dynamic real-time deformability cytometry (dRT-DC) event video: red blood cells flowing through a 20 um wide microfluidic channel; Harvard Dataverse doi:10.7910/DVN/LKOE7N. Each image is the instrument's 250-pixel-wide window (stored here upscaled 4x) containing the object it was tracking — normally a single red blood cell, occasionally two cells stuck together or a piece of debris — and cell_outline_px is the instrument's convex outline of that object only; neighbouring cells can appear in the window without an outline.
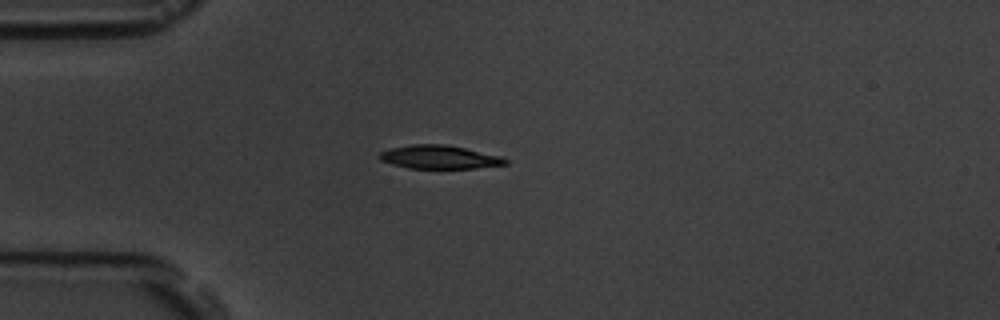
{"species": "common noctule bat (a hibernating species)", "species_latin": "Nyctalus noctula", "temperature_condition": "room temperature", "stored_images_in_passage": 5, "camera_frame_rate_fps": 3000, "um_per_image_px": 0.085, "animal": {"sex": "male", "body_mass_g": 19.5, "forearm_length_mm": 54.6}, "frame": {"image": 1, "passage_image": 4, "time_ms": 3.667, "image_size_px": [1000, 320], "cell_outline_px": [[508, 164], [476, 168], [408, 168], [392, 164], [380, 160], [380, 152], [388, 148], [412, 144], [444, 144], [464, 148], [500, 156], [508, 160]], "centroid_in_image_um": [37.32, 13.35], "position_along_channel_um": 47.7, "area_um2": 17.11}}